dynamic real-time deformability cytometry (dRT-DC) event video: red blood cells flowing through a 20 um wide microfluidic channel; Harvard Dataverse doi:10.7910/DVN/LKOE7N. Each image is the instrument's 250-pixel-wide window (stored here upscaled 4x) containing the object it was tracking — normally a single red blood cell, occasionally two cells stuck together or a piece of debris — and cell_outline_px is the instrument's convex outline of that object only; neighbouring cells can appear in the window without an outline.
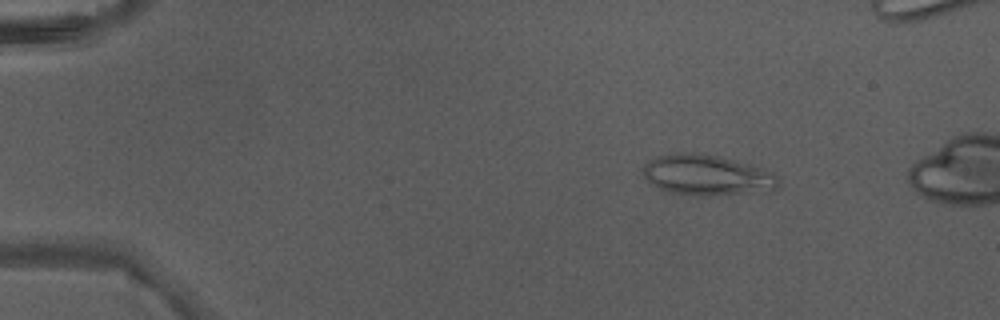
{"species": "Egyptian fruit bat (a non-hibernating species)", "species_latin": "Rousettus aegyptiacus", "temperature_condition": "warm", "stored_images_in_passage": 5, "camera_frame_rate_fps": 3000, "um_per_image_px": 0.085, "animal": {"sex": "male"}, "frame": {"image": 1, "passage_image": 2, "time_ms": 0.333, "image_size_px": [1000, 320], "cell_outline_px": [[780, 184], [776, 188], [752, 192], [712, 196], [696, 196], [668, 192], [652, 184], [644, 176], [644, 164], [656, 156], [676, 152], [704, 152], [748, 164], [772, 172], [776, 176]], "centroid_in_image_um": [60.04, 14.87], "position_along_channel_um": 25.0, "area_um2": 31.96}}